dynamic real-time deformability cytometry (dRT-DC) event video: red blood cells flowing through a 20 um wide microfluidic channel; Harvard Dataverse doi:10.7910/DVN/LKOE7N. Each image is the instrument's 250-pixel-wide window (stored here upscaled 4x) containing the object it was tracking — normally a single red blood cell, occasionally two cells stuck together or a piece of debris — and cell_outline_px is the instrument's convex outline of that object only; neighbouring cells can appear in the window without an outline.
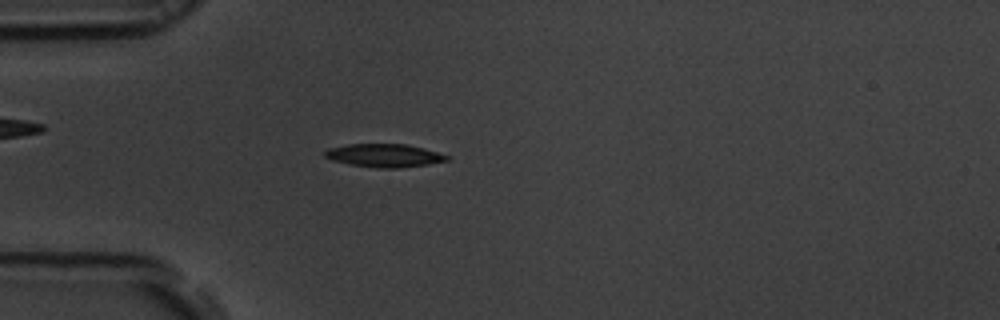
{"species": "common noctule bat (a hibernating species)", "species_latin": "Nyctalus noctula", "temperature_condition": "room temperature", "stored_images_in_passage": 54, "camera_frame_rate_fps": 3000, "um_per_image_px": 0.085, "animal": {"sex": "male", "body_mass_g": 19.5, "forearm_length_mm": 54.6}, "frame": {"image": 1, "passage_image": 15, "time_ms": 4.667, "image_size_px": [1000, 320], "cell_outline_px": [[448, 160], [428, 164], [400, 168], [380, 168], [348, 164], [332, 160], [324, 156], [324, 152], [328, 148], [348, 144], [408, 144], [424, 148], [448, 156]], "centroid_in_image_um": [32.63, 13.21], "position_along_channel_um": 52.4, "area_um2": 16.42}}
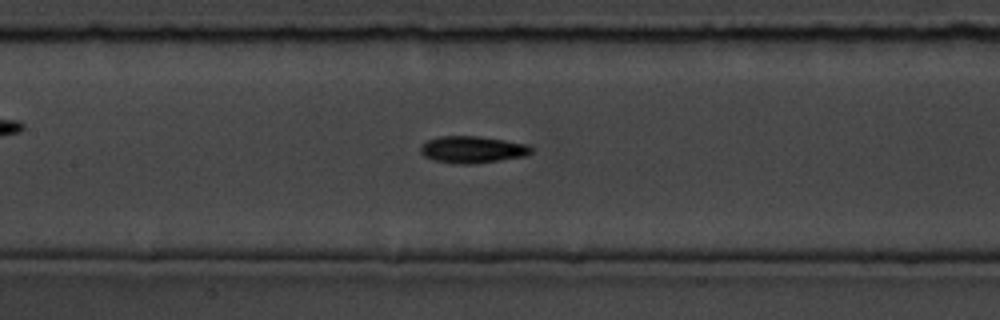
{"frame": {"image": 2, "passage_image": 25, "time_ms": 8.0, "image_size_px": [1000, 320], "cell_outline_px": [[532, 152], [524, 156], [500, 160], [472, 164], [456, 164], [436, 160], [424, 156], [420, 152], [420, 148], [428, 140], [440, 136], [480, 136], [528, 144], [532, 148]], "centroid_in_image_um": [40.17, 12.71], "position_along_channel_um": 167.2, "area_um2": 17.22}}
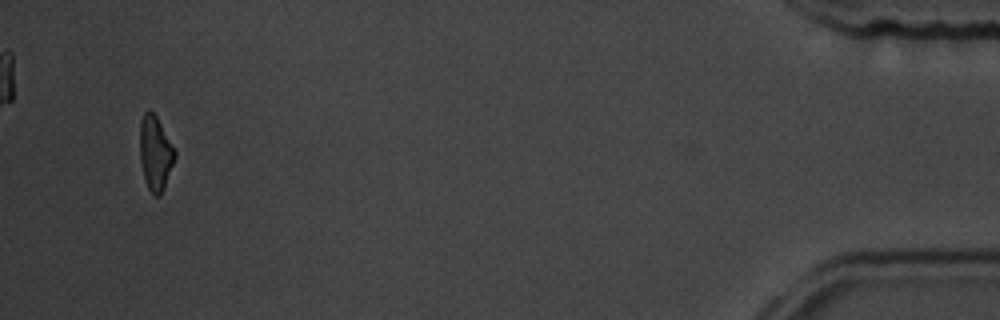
{"frame": {"image": 3, "passage_image": 52, "time_ms": 17.0, "image_size_px": [1000, 320], "cell_outline_px": [[176, 156], [160, 196], [152, 196], [148, 188], [144, 176], [140, 160], [140, 120], [144, 112], [152, 112], [156, 116], [176, 152]], "centroid_in_image_um": [13.19, 13.04], "position_along_channel_um": 422.0, "area_um2": 14.85}, "authors_computed_cell_mechanics": {"area_um2": 16.3285, "velocity_mm_per_s": 3.7318, "shape_relaxation_time_tau1_ms": 2.6128, "shape_relaxation_time_tau2_ms": 3.4035, "deformation_change_tau1": 0.1672, "deformation_change_tau2": 0.1147}}